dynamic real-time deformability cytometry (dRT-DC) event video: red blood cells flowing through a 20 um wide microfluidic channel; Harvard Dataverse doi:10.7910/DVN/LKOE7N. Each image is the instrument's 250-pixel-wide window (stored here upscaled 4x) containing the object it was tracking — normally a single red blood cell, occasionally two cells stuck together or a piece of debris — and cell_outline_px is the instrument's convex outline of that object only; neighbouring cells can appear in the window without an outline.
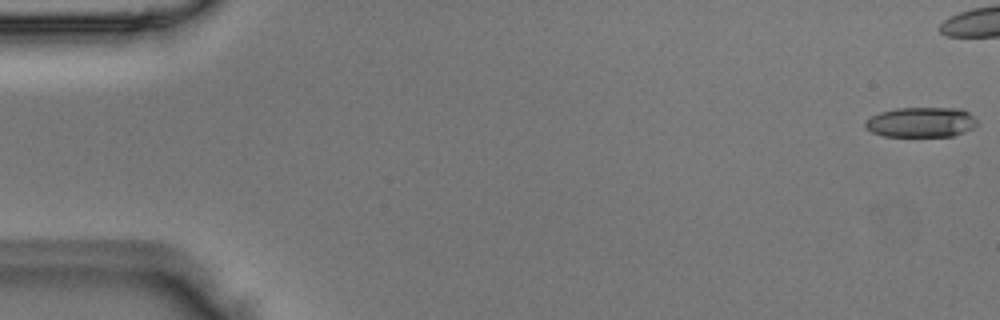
{"species": "Egyptian fruit bat (a non-hibernating species)", "species_latin": "Rousettus aegyptiacus", "temperature_condition": "room temperature", "stored_images_in_passage": 40, "camera_frame_rate_fps": 3000, "um_per_image_px": 0.085, "animal": {"sex": "male"}, "frame": {"image": 1, "passage_image": 1, "time_ms": 0.0, "image_size_px": [1000, 320], "cell_outline_px": [[976, 124], [972, 128], [964, 132], [952, 136], [884, 136], [872, 132], [864, 128], [864, 124], [872, 116], [880, 112], [896, 108], [960, 108], [968, 112], [976, 120]], "centroid_in_image_um": [78.27, 10.39], "position_along_channel_um": 6.7, "area_um2": 19.48}}
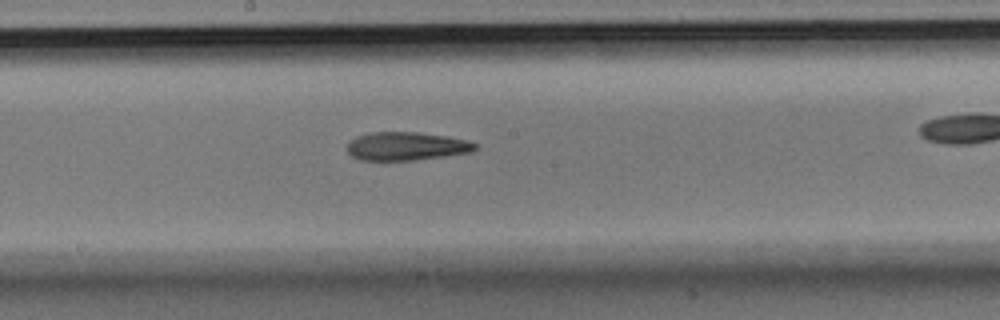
{"frame": {"image": 2, "passage_image": 27, "time_ms": 8.667, "image_size_px": [1000, 320], "cell_outline_px": [[476, 148], [472, 152], [444, 156], [412, 160], [360, 160], [352, 156], [348, 152], [348, 140], [356, 136], [368, 132], [416, 132], [444, 136], [464, 140], [476, 144]], "centroid_in_image_um": [34.47, 12.42], "position_along_channel_um": 213.7, "area_um2": 20.98}}
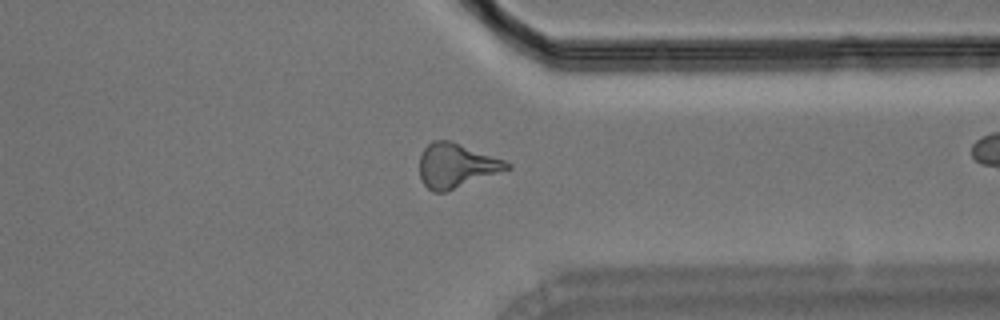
{"frame": {"image": 3, "passage_image": 39, "time_ms": 12.667, "image_size_px": [1000, 320], "cell_outline_px": [[512, 168], [444, 192], [432, 192], [424, 184], [420, 176], [420, 156], [424, 148], [432, 140], [452, 140], [504, 160], [512, 164]], "centroid_in_image_um": [38.78, 14.06], "position_along_channel_um": 372.6, "area_um2": 22.48}}